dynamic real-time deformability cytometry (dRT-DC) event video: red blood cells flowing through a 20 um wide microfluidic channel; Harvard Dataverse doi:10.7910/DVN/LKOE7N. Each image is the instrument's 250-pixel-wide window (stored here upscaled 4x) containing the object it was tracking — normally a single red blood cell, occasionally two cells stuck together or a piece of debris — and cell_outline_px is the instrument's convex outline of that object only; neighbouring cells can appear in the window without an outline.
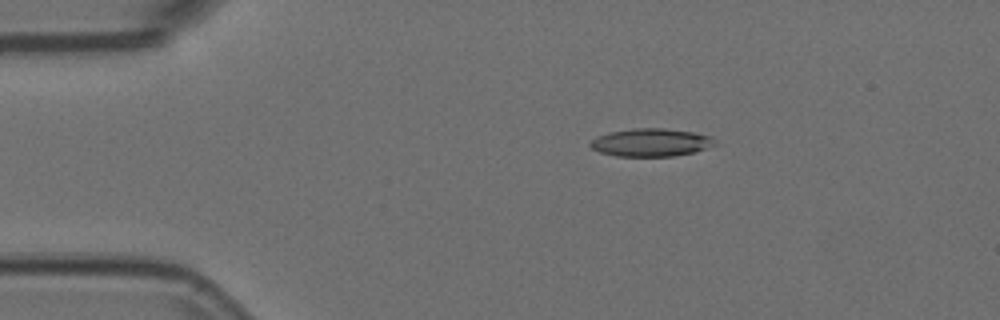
{"species": "Egyptian fruit bat (a non-hibernating species)", "species_latin": "Rousettus aegyptiacus", "temperature_condition": "room temperature", "stored_images_in_passage": 4, "camera_frame_rate_fps": 3000, "um_per_image_px": 0.085, "animal": {"sex": "female"}, "frame": {"image": 1, "passage_image": 2, "time_ms": 0.333, "image_size_px": [1000, 320], "cell_outline_px": [[716, 144], [692, 152], [676, 156], [616, 156], [600, 152], [592, 148], [588, 144], [596, 136], [608, 132], [636, 128], [664, 128], [692, 132], [712, 136]], "centroid_in_image_um": [55.29, 12.1], "position_along_channel_um": 29.7, "area_um2": 20.17}}
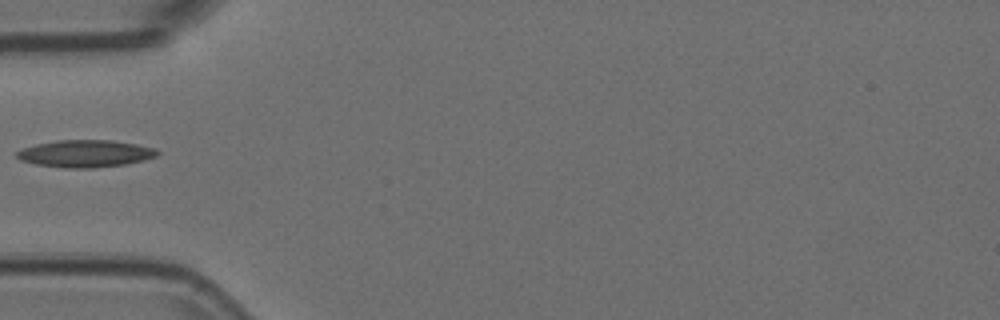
{"frame": {"image": 2, "passage_image": 4, "time_ms": 1.0, "image_size_px": [1000, 320], "cell_outline_px": [[160, 152], [156, 156], [144, 160], [124, 164], [92, 168], [64, 168], [36, 164], [20, 160], [16, 156], [16, 152], [24, 148], [36, 144], [56, 140], [112, 140], [136, 144], [156, 148]], "centroid_in_image_um": [7.26, 13.05], "position_along_channel_um": 77.7, "area_um2": 22.25}}